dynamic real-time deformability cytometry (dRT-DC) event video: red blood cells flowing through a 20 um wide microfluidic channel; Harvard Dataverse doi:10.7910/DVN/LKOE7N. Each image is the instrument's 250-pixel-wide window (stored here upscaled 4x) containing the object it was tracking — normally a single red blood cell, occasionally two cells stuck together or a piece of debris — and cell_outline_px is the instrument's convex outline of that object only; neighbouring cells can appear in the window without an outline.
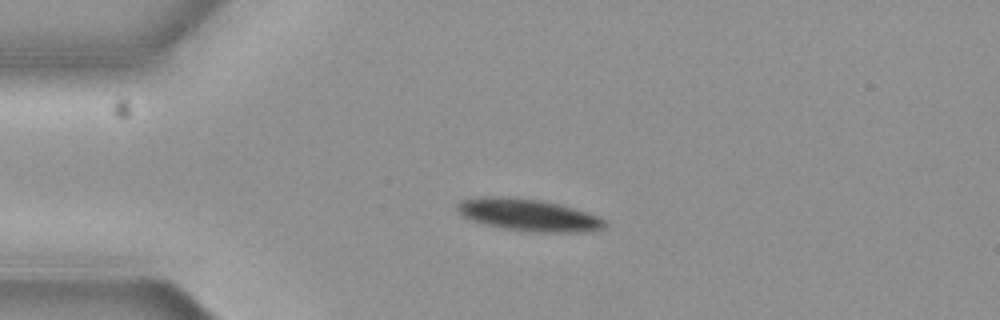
{"species": "common noctule bat (a hibernating species)", "species_latin": "Nyctalus noctula", "temperature_condition": "cold", "stored_images_in_passage": 4, "camera_frame_rate_fps": 3000, "um_per_image_px": 0.085, "animal": {"sex": "female", "body_mass_g": 19.3, "forearm_length_mm": 54.1}, "frame": {"image": 1, "passage_image": 3, "time_ms": 0.667, "image_size_px": [1000, 320], "cell_outline_px": [[608, 224], [604, 228], [592, 232], [524, 232], [500, 228], [484, 224], [472, 220], [464, 216], [456, 208], [456, 204], [460, 200], [476, 196], [500, 196], [540, 200], [588, 212], [600, 216], [608, 220]], "centroid_in_image_um": [44.95, 18.28], "position_along_channel_um": 40.1, "area_um2": 28.03}}